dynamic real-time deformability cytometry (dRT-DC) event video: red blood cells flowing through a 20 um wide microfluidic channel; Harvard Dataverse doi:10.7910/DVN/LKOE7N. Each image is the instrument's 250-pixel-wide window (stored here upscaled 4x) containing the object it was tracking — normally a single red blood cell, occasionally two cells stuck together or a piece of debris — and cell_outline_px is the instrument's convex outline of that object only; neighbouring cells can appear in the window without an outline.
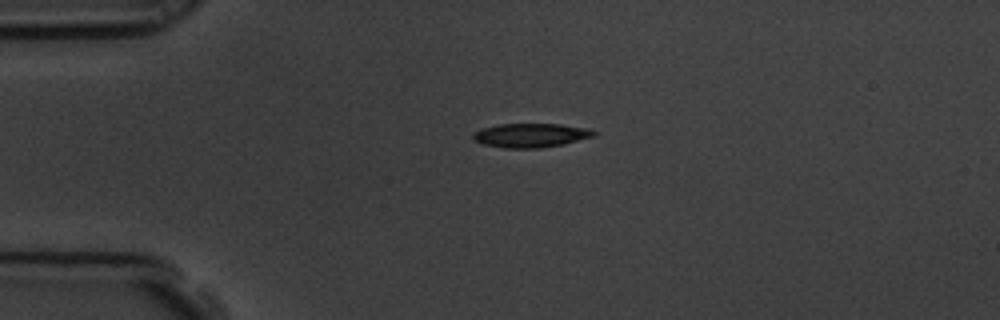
{"species": "common noctule bat (a hibernating species)", "species_latin": "Nyctalus noctula", "temperature_condition": "room temperature", "stored_images_in_passage": 5, "segment_of_instrument_passage": [1, 2], "camera_frame_rate_fps": 3000, "um_per_image_px": 0.085, "animal": {"sex": "male", "body_mass_g": 19.5, "forearm_length_mm": 54.6}, "frame": {"image": 1, "passage_image": 3, "time_ms": 0.667, "image_size_px": [1000, 320], "cell_outline_px": [[596, 136], [564, 144], [540, 148], [504, 148], [484, 144], [476, 140], [472, 136], [476, 132], [484, 128], [500, 124], [560, 124], [588, 128], [596, 132]], "centroid_in_image_um": [45.18, 11.5], "position_along_channel_um": 39.8, "area_um2": 16.76}}